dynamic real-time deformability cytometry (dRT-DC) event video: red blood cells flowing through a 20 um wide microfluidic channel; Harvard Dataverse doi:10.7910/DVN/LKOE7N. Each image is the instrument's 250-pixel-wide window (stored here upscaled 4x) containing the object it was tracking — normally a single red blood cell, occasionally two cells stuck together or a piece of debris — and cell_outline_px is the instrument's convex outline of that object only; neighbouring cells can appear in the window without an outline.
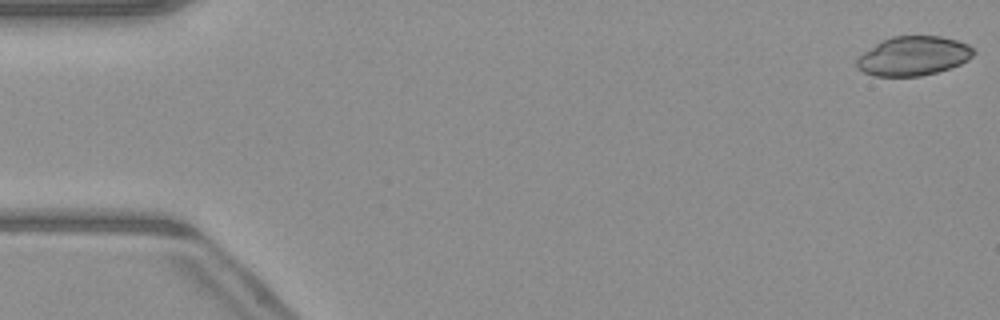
{"species": "common noctule bat (a hibernating species)", "species_latin": "Nyctalus noctula", "temperature_condition": "warm", "stored_images_in_passage": 50, "camera_frame_rate_fps": 3000, "um_per_image_px": 0.085, "animal": {"sex": "male", "body_mass_g": 23.1, "forearm_length_mm": 52.7}, "frame": {"image": 1, "passage_image": 1, "time_ms": 0.0, "image_size_px": [1000, 320], "cell_outline_px": [[976, 52], [968, 60], [960, 64], [936, 72], [920, 76], [876, 76], [864, 72], [856, 68], [856, 60], [864, 52], [880, 40], [892, 36], [940, 36], [956, 40], [968, 44], [976, 48]], "centroid_in_image_um": [77.64, 4.75], "position_along_channel_um": 7.4, "area_um2": 26.76}}
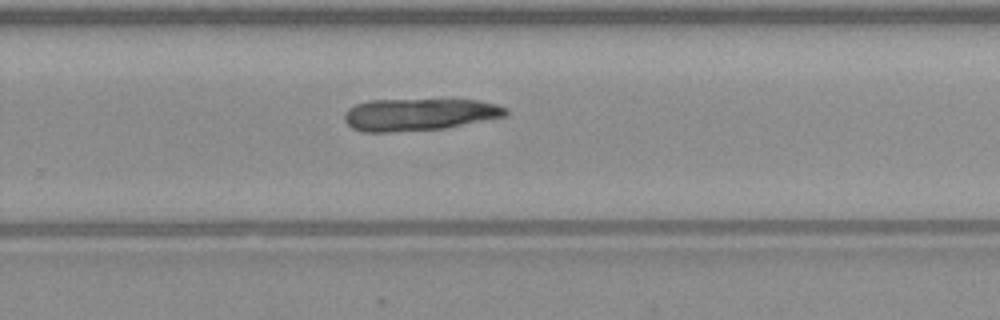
{"frame": {"image": 2, "passage_image": 33, "time_ms": 10.667, "image_size_px": [1000, 320], "cell_outline_px": [[508, 116], [444, 128], [392, 132], [364, 132], [352, 128], [344, 120], [344, 116], [348, 108], [356, 104], [368, 100], [480, 100], [496, 104], [508, 108]], "centroid_in_image_um": [35.64, 9.73], "position_along_channel_um": 294.2, "area_um2": 30.29}}
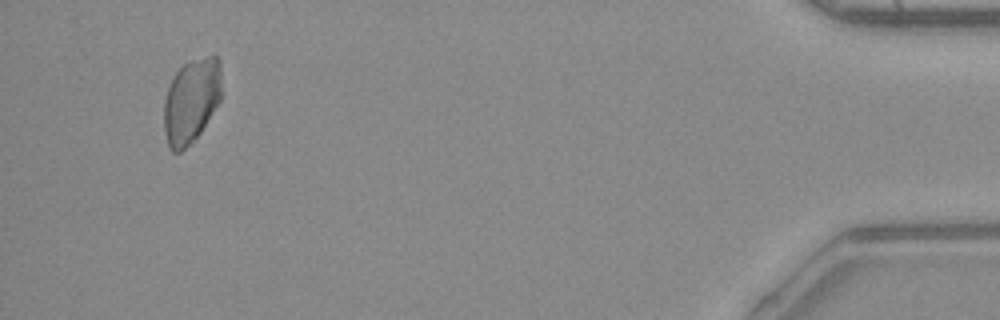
{"frame": {"image": 3, "passage_image": 48, "time_ms": 15.667, "image_size_px": [1000, 320], "cell_outline_px": [[220, 100], [200, 132], [192, 144], [180, 152], [172, 152], [168, 148], [164, 132], [164, 100], [168, 88], [176, 72], [188, 60], [208, 56], [216, 56], [220, 60]], "centroid_in_image_um": [16.23, 8.6], "position_along_channel_um": 419.0, "area_um2": 28.38}}